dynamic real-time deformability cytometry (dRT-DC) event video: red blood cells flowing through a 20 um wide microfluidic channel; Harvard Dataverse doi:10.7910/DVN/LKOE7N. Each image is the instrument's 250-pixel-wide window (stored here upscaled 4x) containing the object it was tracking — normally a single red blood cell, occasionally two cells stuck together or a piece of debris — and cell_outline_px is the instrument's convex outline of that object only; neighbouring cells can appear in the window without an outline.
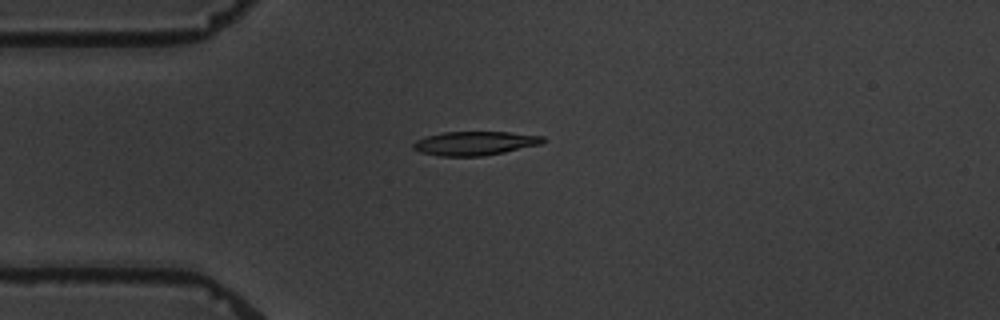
{"species": "common noctule bat (a hibernating species)", "species_latin": "Nyctalus noctula", "temperature_condition": "warm", "stored_images_in_passage": 5, "camera_frame_rate_fps": 3000, "um_per_image_px": 0.085, "animal": {"sex": "male", "body_mass_g": 19.5, "forearm_length_mm": 54.6}, "frame": {"image": 1, "passage_image": 3, "time_ms": 2.667, "image_size_px": [1000, 320], "cell_outline_px": [[544, 144], [484, 156], [440, 156], [420, 152], [412, 148], [412, 144], [416, 140], [428, 136], [444, 132], [508, 132], [544, 136]], "centroid_in_image_um": [40.38, 12.18], "position_along_channel_um": 44.6, "area_um2": 18.09}}
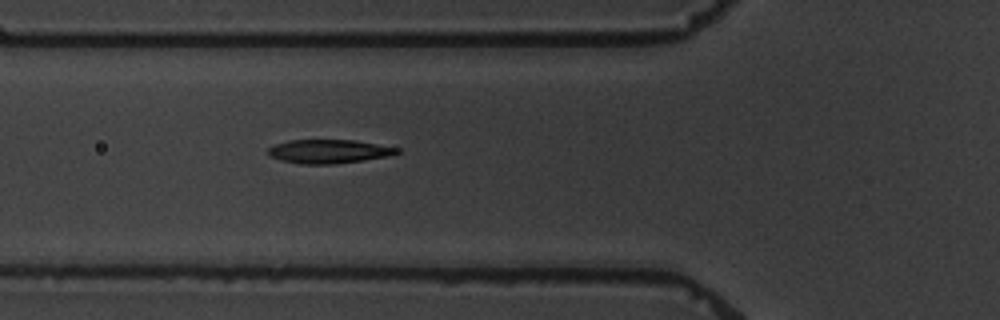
{"frame": {"image": 2, "passage_image": 5, "time_ms": 4.667, "image_size_px": [1000, 320], "cell_outline_px": [[404, 148], [400, 152], [388, 156], [364, 160], [332, 164], [304, 164], [280, 160], [272, 156], [268, 152], [268, 148], [276, 144], [288, 140], [356, 140]], "centroid_in_image_um": [28.03, 12.86], "position_along_channel_um": 97.8, "area_um2": 17.92}}